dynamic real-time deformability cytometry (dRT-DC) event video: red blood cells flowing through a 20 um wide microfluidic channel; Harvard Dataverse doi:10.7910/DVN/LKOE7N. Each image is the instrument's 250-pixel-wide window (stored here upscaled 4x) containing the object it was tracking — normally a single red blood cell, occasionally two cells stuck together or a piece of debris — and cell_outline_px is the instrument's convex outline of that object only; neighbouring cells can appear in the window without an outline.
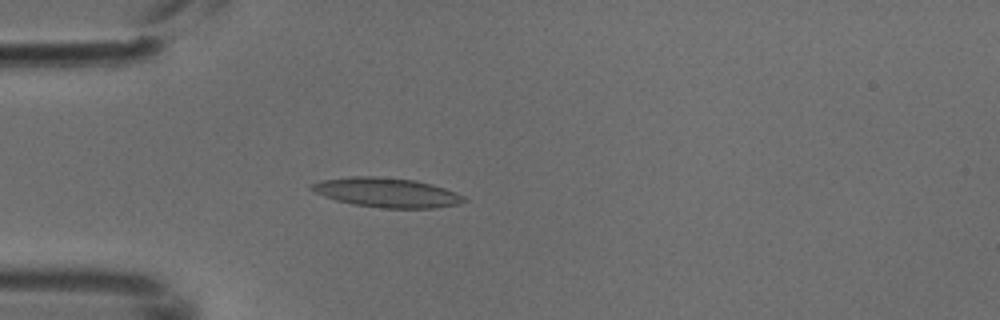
{"species": "common noctule bat (a hibernating species)", "species_latin": "Nyctalus noctula", "temperature_condition": "cold", "stored_images_in_passage": 5, "camera_frame_rate_fps": 3000, "um_per_image_px": 0.085, "animal": {"sex": "male", "body_mass_g": 18.8}, "frame": {"image": 1, "passage_image": 5, "time_ms": 1.333, "image_size_px": [1000, 320], "cell_outline_px": [[468, 200], [456, 204], [432, 208], [384, 208], [352, 204], [336, 200], [324, 196], [308, 188], [308, 184], [320, 180], [352, 176], [376, 176], [416, 180], [432, 184], [456, 192], [464, 196]], "centroid_in_image_um": [32.84, 16.35], "position_along_channel_um": 52.2, "area_um2": 26.24}}